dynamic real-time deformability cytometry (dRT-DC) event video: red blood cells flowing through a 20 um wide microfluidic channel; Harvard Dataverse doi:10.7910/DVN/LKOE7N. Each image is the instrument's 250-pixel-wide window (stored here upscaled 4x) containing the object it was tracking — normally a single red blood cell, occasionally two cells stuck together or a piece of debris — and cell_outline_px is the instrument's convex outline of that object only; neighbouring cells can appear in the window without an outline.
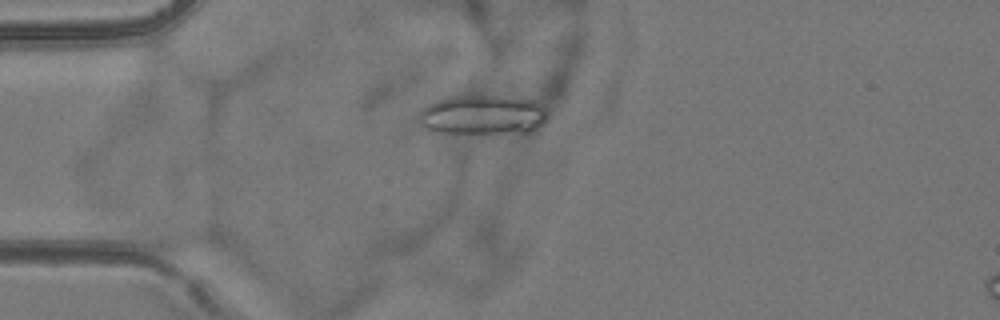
{"species": "common noctule bat (a hibernating species)", "species_latin": "Nyctalus noctula", "temperature_condition": "room temperature", "stored_images_in_passage": 3, "camera_frame_rate_fps": 3000, "um_per_image_px": 0.085, "animal": {"sex": "female", "body_mass_g": 24.6, "forearm_length_mm": 56.2}, "frame": {"image": 1, "passage_image": 1, "time_ms": 0.0, "image_size_px": [1000, 320], "cell_outline_px": [[548, 116], [536, 128], [528, 132], [432, 132], [424, 128], [420, 112], [428, 104], [452, 96], [496, 96], [532, 100], [544, 108], [548, 112]], "centroid_in_image_um": [41.04, 9.76], "position_along_channel_um": 44.0, "area_um2": 28.84}}